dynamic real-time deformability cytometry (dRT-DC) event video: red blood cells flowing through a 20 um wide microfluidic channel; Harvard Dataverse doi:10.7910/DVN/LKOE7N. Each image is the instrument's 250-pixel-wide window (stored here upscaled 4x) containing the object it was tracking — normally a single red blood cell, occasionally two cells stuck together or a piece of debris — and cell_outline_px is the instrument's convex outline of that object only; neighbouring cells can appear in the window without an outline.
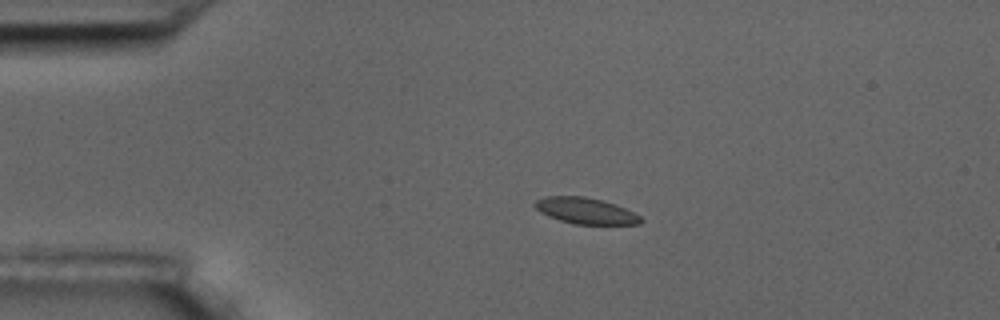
{"species": "common noctule bat (a hibernating species)", "species_latin": "Nyctalus noctula", "temperature_condition": "room temperature", "stored_images_in_passage": 8, "camera_frame_rate_fps": 3000, "um_per_image_px": 0.085, "animal": {"sex": "male", "body_mass_g": 17.5, "forearm_length_mm": 52.3}, "frame": {"image": 1, "passage_image": 3, "time_ms": 2.333, "image_size_px": [1000, 320], "cell_outline_px": [[644, 220], [640, 224], [572, 224], [548, 216], [540, 212], [532, 204], [536, 200], [544, 196], [584, 196], [604, 200], [616, 204], [640, 216]], "centroid_in_image_um": [49.76, 17.91], "position_along_channel_um": 35.2, "area_um2": 16.24}}
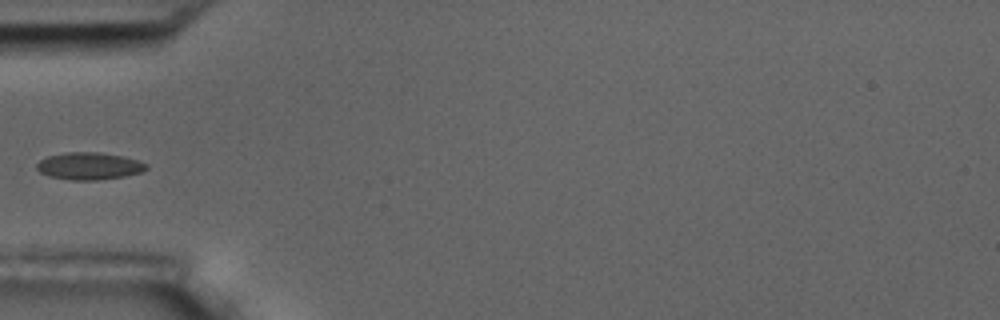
{"frame": {"image": 2, "passage_image": 5, "time_ms": 4.667, "image_size_px": [1000, 320], "cell_outline_px": [[148, 168], [140, 172], [124, 176], [96, 180], [72, 180], [48, 176], [40, 172], [36, 168], [36, 164], [40, 160], [48, 156], [64, 152], [100, 152], [124, 156], [148, 164]], "centroid_in_image_um": [7.56, 14.1], "position_along_channel_um": 77.4, "area_um2": 17.4}}
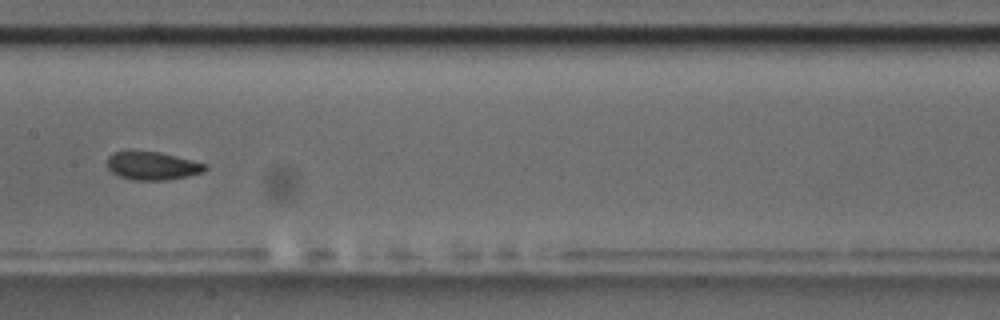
{"frame": {"image": 3, "passage_image": 8, "time_ms": 8.0, "image_size_px": [1000, 320], "cell_outline_px": [[208, 168], [204, 172], [188, 176], [164, 180], [132, 180], [120, 176], [112, 172], [108, 168], [108, 156], [112, 152], [128, 148], [160, 152], [208, 164]], "centroid_in_image_um": [12.92, 14.05], "position_along_channel_um": 194.5, "area_um2": 16.65}}